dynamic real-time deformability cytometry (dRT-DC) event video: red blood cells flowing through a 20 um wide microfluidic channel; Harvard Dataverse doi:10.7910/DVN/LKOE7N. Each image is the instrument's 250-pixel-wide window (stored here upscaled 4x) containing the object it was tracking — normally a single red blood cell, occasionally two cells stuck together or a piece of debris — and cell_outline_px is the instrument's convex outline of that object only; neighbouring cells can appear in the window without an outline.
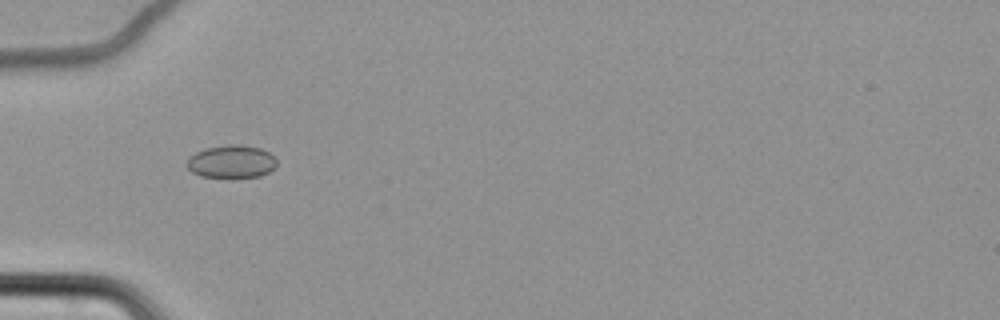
{"species": "common noctule bat (a hibernating species)", "species_latin": "Nyctalus noctula", "temperature_condition": "cold", "stored_images_in_passage": 34, "camera_frame_rate_fps": 3000, "um_per_image_px": 0.085, "animal": {"sex": "female", "body_mass_g": 22.7, "forearm_length_mm": 54.2}, "frame": {"image": 1, "passage_image": 2, "time_ms": 0.333, "image_size_px": [1000, 320], "cell_outline_px": [[276, 168], [260, 176], [232, 180], [200, 176], [192, 172], [184, 164], [188, 156], [204, 148], [228, 144], [240, 144], [260, 148], [268, 152], [276, 160]], "centroid_in_image_um": [19.63, 13.77], "position_along_channel_um": 65.4, "area_um2": 18.03}}
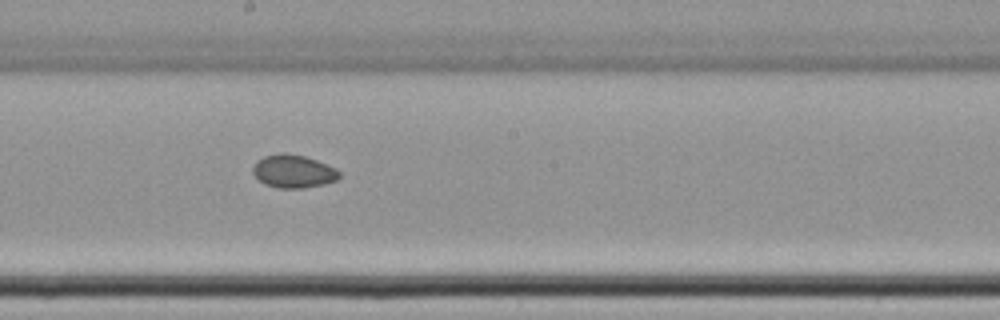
{"frame": {"image": 2, "passage_image": 16, "time_ms": 5.0, "image_size_px": [1000, 320], "cell_outline_px": [[340, 176], [336, 180], [324, 184], [304, 188], [276, 188], [264, 184], [252, 172], [252, 168], [256, 160], [264, 156], [284, 152], [304, 156], [316, 160], [336, 168], [340, 172]], "centroid_in_image_um": [24.92, 14.56], "position_along_channel_um": 223.3, "area_um2": 16.7}}
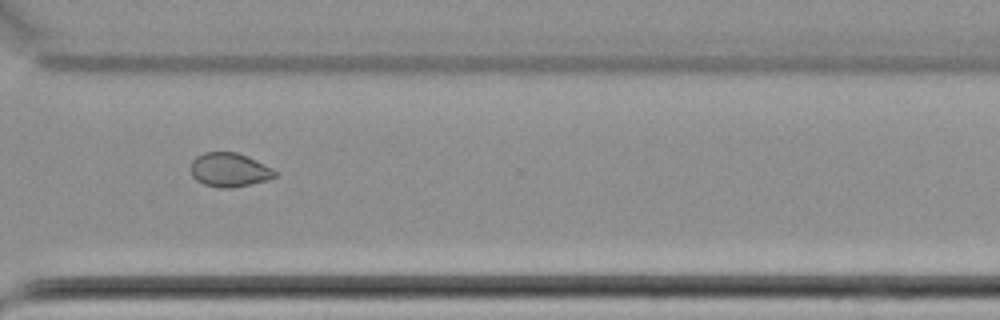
{"frame": {"image": 3, "passage_image": 27, "time_ms": 8.667, "image_size_px": [1000, 320], "cell_outline_px": [[276, 176], [268, 180], [252, 184], [228, 188], [220, 188], [204, 184], [196, 180], [192, 176], [192, 160], [196, 156], [204, 152], [236, 152], [248, 156], [272, 168], [276, 172]], "centroid_in_image_um": [19.5, 14.44], "position_along_channel_um": 351.1, "area_um2": 16.65}}